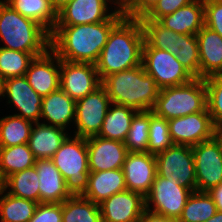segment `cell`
<instances>
[{"label": "cell", "instance_id": "obj_1", "mask_svg": "<svg viewBox=\"0 0 222 222\" xmlns=\"http://www.w3.org/2000/svg\"><path fill=\"white\" fill-rule=\"evenodd\" d=\"M123 17V12L118 9L107 21L55 25L50 34V49L61 60L95 64L107 43L110 31Z\"/></svg>", "mask_w": 222, "mask_h": 222}, {"label": "cell", "instance_id": "obj_2", "mask_svg": "<svg viewBox=\"0 0 222 222\" xmlns=\"http://www.w3.org/2000/svg\"><path fill=\"white\" fill-rule=\"evenodd\" d=\"M144 34L139 19L123 17L110 31L95 63L99 78L142 65Z\"/></svg>", "mask_w": 222, "mask_h": 222}, {"label": "cell", "instance_id": "obj_3", "mask_svg": "<svg viewBox=\"0 0 222 222\" xmlns=\"http://www.w3.org/2000/svg\"><path fill=\"white\" fill-rule=\"evenodd\" d=\"M101 84L111 103L130 107L137 112L151 111L161 89L142 65L110 74Z\"/></svg>", "mask_w": 222, "mask_h": 222}, {"label": "cell", "instance_id": "obj_4", "mask_svg": "<svg viewBox=\"0 0 222 222\" xmlns=\"http://www.w3.org/2000/svg\"><path fill=\"white\" fill-rule=\"evenodd\" d=\"M50 33L36 21L22 16L0 0V39L4 48L45 54L50 49Z\"/></svg>", "mask_w": 222, "mask_h": 222}, {"label": "cell", "instance_id": "obj_5", "mask_svg": "<svg viewBox=\"0 0 222 222\" xmlns=\"http://www.w3.org/2000/svg\"><path fill=\"white\" fill-rule=\"evenodd\" d=\"M207 109L206 84L202 78L160 89L155 105L151 110L166 120L202 112Z\"/></svg>", "mask_w": 222, "mask_h": 222}, {"label": "cell", "instance_id": "obj_6", "mask_svg": "<svg viewBox=\"0 0 222 222\" xmlns=\"http://www.w3.org/2000/svg\"><path fill=\"white\" fill-rule=\"evenodd\" d=\"M51 160L63 176L70 195H83L90 174L86 138L69 135Z\"/></svg>", "mask_w": 222, "mask_h": 222}, {"label": "cell", "instance_id": "obj_7", "mask_svg": "<svg viewBox=\"0 0 222 222\" xmlns=\"http://www.w3.org/2000/svg\"><path fill=\"white\" fill-rule=\"evenodd\" d=\"M191 193L190 189L180 185L174 179H165L156 174L151 189L145 196L146 211L178 220ZM151 204L153 207H150Z\"/></svg>", "mask_w": 222, "mask_h": 222}, {"label": "cell", "instance_id": "obj_8", "mask_svg": "<svg viewBox=\"0 0 222 222\" xmlns=\"http://www.w3.org/2000/svg\"><path fill=\"white\" fill-rule=\"evenodd\" d=\"M142 66L160 88L183 85L194 78L176 56L168 50L150 47L145 41L142 50Z\"/></svg>", "mask_w": 222, "mask_h": 222}, {"label": "cell", "instance_id": "obj_9", "mask_svg": "<svg viewBox=\"0 0 222 222\" xmlns=\"http://www.w3.org/2000/svg\"><path fill=\"white\" fill-rule=\"evenodd\" d=\"M155 158L158 176L174 179L192 192L196 191L195 163L191 146L174 144Z\"/></svg>", "mask_w": 222, "mask_h": 222}, {"label": "cell", "instance_id": "obj_10", "mask_svg": "<svg viewBox=\"0 0 222 222\" xmlns=\"http://www.w3.org/2000/svg\"><path fill=\"white\" fill-rule=\"evenodd\" d=\"M110 104L111 99L102 84L84 98L77 100L73 122L77 129L74 136L82 138L98 136Z\"/></svg>", "mask_w": 222, "mask_h": 222}, {"label": "cell", "instance_id": "obj_11", "mask_svg": "<svg viewBox=\"0 0 222 222\" xmlns=\"http://www.w3.org/2000/svg\"><path fill=\"white\" fill-rule=\"evenodd\" d=\"M195 163L196 191L208 192L222 183V143L215 135L192 146Z\"/></svg>", "mask_w": 222, "mask_h": 222}, {"label": "cell", "instance_id": "obj_12", "mask_svg": "<svg viewBox=\"0 0 222 222\" xmlns=\"http://www.w3.org/2000/svg\"><path fill=\"white\" fill-rule=\"evenodd\" d=\"M169 133L176 145L195 146L212 139L217 129L214 127L208 109L168 120Z\"/></svg>", "mask_w": 222, "mask_h": 222}, {"label": "cell", "instance_id": "obj_13", "mask_svg": "<svg viewBox=\"0 0 222 222\" xmlns=\"http://www.w3.org/2000/svg\"><path fill=\"white\" fill-rule=\"evenodd\" d=\"M100 85L95 64L60 59V88L73 100L84 98Z\"/></svg>", "mask_w": 222, "mask_h": 222}, {"label": "cell", "instance_id": "obj_14", "mask_svg": "<svg viewBox=\"0 0 222 222\" xmlns=\"http://www.w3.org/2000/svg\"><path fill=\"white\" fill-rule=\"evenodd\" d=\"M102 222H140L146 212L145 197L125 190L99 204Z\"/></svg>", "mask_w": 222, "mask_h": 222}, {"label": "cell", "instance_id": "obj_15", "mask_svg": "<svg viewBox=\"0 0 222 222\" xmlns=\"http://www.w3.org/2000/svg\"><path fill=\"white\" fill-rule=\"evenodd\" d=\"M7 95V96H6ZM13 104L20 113L13 114L34 123L40 122L42 97L29 85L25 76L12 77L3 81V98Z\"/></svg>", "mask_w": 222, "mask_h": 222}, {"label": "cell", "instance_id": "obj_16", "mask_svg": "<svg viewBox=\"0 0 222 222\" xmlns=\"http://www.w3.org/2000/svg\"><path fill=\"white\" fill-rule=\"evenodd\" d=\"M122 170L127 190L145 197L157 174L155 155L148 152H128Z\"/></svg>", "mask_w": 222, "mask_h": 222}, {"label": "cell", "instance_id": "obj_17", "mask_svg": "<svg viewBox=\"0 0 222 222\" xmlns=\"http://www.w3.org/2000/svg\"><path fill=\"white\" fill-rule=\"evenodd\" d=\"M90 172L121 169L128 150L124 142L99 136L86 138Z\"/></svg>", "mask_w": 222, "mask_h": 222}, {"label": "cell", "instance_id": "obj_18", "mask_svg": "<svg viewBox=\"0 0 222 222\" xmlns=\"http://www.w3.org/2000/svg\"><path fill=\"white\" fill-rule=\"evenodd\" d=\"M25 77L37 94L42 98L47 96L60 88V58L49 49L45 54L34 58Z\"/></svg>", "mask_w": 222, "mask_h": 222}, {"label": "cell", "instance_id": "obj_19", "mask_svg": "<svg viewBox=\"0 0 222 222\" xmlns=\"http://www.w3.org/2000/svg\"><path fill=\"white\" fill-rule=\"evenodd\" d=\"M110 0H71L57 13L56 25H80L107 21L117 10L109 12ZM109 12V13H108Z\"/></svg>", "mask_w": 222, "mask_h": 222}, {"label": "cell", "instance_id": "obj_20", "mask_svg": "<svg viewBox=\"0 0 222 222\" xmlns=\"http://www.w3.org/2000/svg\"><path fill=\"white\" fill-rule=\"evenodd\" d=\"M196 37L200 56V78L222 74V36L204 25Z\"/></svg>", "mask_w": 222, "mask_h": 222}, {"label": "cell", "instance_id": "obj_21", "mask_svg": "<svg viewBox=\"0 0 222 222\" xmlns=\"http://www.w3.org/2000/svg\"><path fill=\"white\" fill-rule=\"evenodd\" d=\"M34 166L39 176L41 203H62L71 196L63 176L51 159H38Z\"/></svg>", "mask_w": 222, "mask_h": 222}, {"label": "cell", "instance_id": "obj_22", "mask_svg": "<svg viewBox=\"0 0 222 222\" xmlns=\"http://www.w3.org/2000/svg\"><path fill=\"white\" fill-rule=\"evenodd\" d=\"M157 22L176 33L196 35L205 25L204 0H194Z\"/></svg>", "mask_w": 222, "mask_h": 222}, {"label": "cell", "instance_id": "obj_23", "mask_svg": "<svg viewBox=\"0 0 222 222\" xmlns=\"http://www.w3.org/2000/svg\"><path fill=\"white\" fill-rule=\"evenodd\" d=\"M125 190L127 186L122 168L90 172L88 187L82 196L99 205L110 196Z\"/></svg>", "mask_w": 222, "mask_h": 222}, {"label": "cell", "instance_id": "obj_24", "mask_svg": "<svg viewBox=\"0 0 222 222\" xmlns=\"http://www.w3.org/2000/svg\"><path fill=\"white\" fill-rule=\"evenodd\" d=\"M76 101L67 95L61 88L42 98L41 117L51 126L66 129L75 121Z\"/></svg>", "mask_w": 222, "mask_h": 222}, {"label": "cell", "instance_id": "obj_25", "mask_svg": "<svg viewBox=\"0 0 222 222\" xmlns=\"http://www.w3.org/2000/svg\"><path fill=\"white\" fill-rule=\"evenodd\" d=\"M66 129L40 122L34 123L28 140V146L36 160L51 159L61 144L69 136Z\"/></svg>", "mask_w": 222, "mask_h": 222}, {"label": "cell", "instance_id": "obj_26", "mask_svg": "<svg viewBox=\"0 0 222 222\" xmlns=\"http://www.w3.org/2000/svg\"><path fill=\"white\" fill-rule=\"evenodd\" d=\"M136 113L130 107L111 103L98 136L124 142Z\"/></svg>", "mask_w": 222, "mask_h": 222}, {"label": "cell", "instance_id": "obj_27", "mask_svg": "<svg viewBox=\"0 0 222 222\" xmlns=\"http://www.w3.org/2000/svg\"><path fill=\"white\" fill-rule=\"evenodd\" d=\"M22 16L42 25L50 34L57 23V13L49 0H3Z\"/></svg>", "mask_w": 222, "mask_h": 222}, {"label": "cell", "instance_id": "obj_28", "mask_svg": "<svg viewBox=\"0 0 222 222\" xmlns=\"http://www.w3.org/2000/svg\"><path fill=\"white\" fill-rule=\"evenodd\" d=\"M39 176L35 166L8 176L0 186L7 193L40 203Z\"/></svg>", "mask_w": 222, "mask_h": 222}, {"label": "cell", "instance_id": "obj_29", "mask_svg": "<svg viewBox=\"0 0 222 222\" xmlns=\"http://www.w3.org/2000/svg\"><path fill=\"white\" fill-rule=\"evenodd\" d=\"M35 162L28 144L0 147V184L11 174L33 167Z\"/></svg>", "mask_w": 222, "mask_h": 222}, {"label": "cell", "instance_id": "obj_30", "mask_svg": "<svg viewBox=\"0 0 222 222\" xmlns=\"http://www.w3.org/2000/svg\"><path fill=\"white\" fill-rule=\"evenodd\" d=\"M4 192L6 190L0 186V222H28L38 203Z\"/></svg>", "mask_w": 222, "mask_h": 222}, {"label": "cell", "instance_id": "obj_31", "mask_svg": "<svg viewBox=\"0 0 222 222\" xmlns=\"http://www.w3.org/2000/svg\"><path fill=\"white\" fill-rule=\"evenodd\" d=\"M62 222H102L100 206L82 195L62 202Z\"/></svg>", "mask_w": 222, "mask_h": 222}, {"label": "cell", "instance_id": "obj_32", "mask_svg": "<svg viewBox=\"0 0 222 222\" xmlns=\"http://www.w3.org/2000/svg\"><path fill=\"white\" fill-rule=\"evenodd\" d=\"M173 55L194 78H200V56L196 35L174 32Z\"/></svg>", "mask_w": 222, "mask_h": 222}, {"label": "cell", "instance_id": "obj_33", "mask_svg": "<svg viewBox=\"0 0 222 222\" xmlns=\"http://www.w3.org/2000/svg\"><path fill=\"white\" fill-rule=\"evenodd\" d=\"M34 122L16 115L0 119V147L28 144Z\"/></svg>", "mask_w": 222, "mask_h": 222}, {"label": "cell", "instance_id": "obj_34", "mask_svg": "<svg viewBox=\"0 0 222 222\" xmlns=\"http://www.w3.org/2000/svg\"><path fill=\"white\" fill-rule=\"evenodd\" d=\"M218 211L208 192L194 191L188 197L177 222H206Z\"/></svg>", "mask_w": 222, "mask_h": 222}, {"label": "cell", "instance_id": "obj_35", "mask_svg": "<svg viewBox=\"0 0 222 222\" xmlns=\"http://www.w3.org/2000/svg\"><path fill=\"white\" fill-rule=\"evenodd\" d=\"M43 54H30L23 51H15L0 47V78L25 76L30 63L35 57Z\"/></svg>", "mask_w": 222, "mask_h": 222}, {"label": "cell", "instance_id": "obj_36", "mask_svg": "<svg viewBox=\"0 0 222 222\" xmlns=\"http://www.w3.org/2000/svg\"><path fill=\"white\" fill-rule=\"evenodd\" d=\"M150 111L137 112L124 141L128 152H147L149 142Z\"/></svg>", "mask_w": 222, "mask_h": 222}, {"label": "cell", "instance_id": "obj_37", "mask_svg": "<svg viewBox=\"0 0 222 222\" xmlns=\"http://www.w3.org/2000/svg\"><path fill=\"white\" fill-rule=\"evenodd\" d=\"M173 145L174 143L169 133L168 120L150 111L147 152L156 156Z\"/></svg>", "mask_w": 222, "mask_h": 222}, {"label": "cell", "instance_id": "obj_38", "mask_svg": "<svg viewBox=\"0 0 222 222\" xmlns=\"http://www.w3.org/2000/svg\"><path fill=\"white\" fill-rule=\"evenodd\" d=\"M142 25L144 41L160 50H168L173 54L174 31L164 28L157 21L139 19Z\"/></svg>", "mask_w": 222, "mask_h": 222}, {"label": "cell", "instance_id": "obj_39", "mask_svg": "<svg viewBox=\"0 0 222 222\" xmlns=\"http://www.w3.org/2000/svg\"><path fill=\"white\" fill-rule=\"evenodd\" d=\"M207 92V109L214 127H222V74L204 79Z\"/></svg>", "mask_w": 222, "mask_h": 222}, {"label": "cell", "instance_id": "obj_40", "mask_svg": "<svg viewBox=\"0 0 222 222\" xmlns=\"http://www.w3.org/2000/svg\"><path fill=\"white\" fill-rule=\"evenodd\" d=\"M205 26L222 36V0H204Z\"/></svg>", "mask_w": 222, "mask_h": 222}, {"label": "cell", "instance_id": "obj_41", "mask_svg": "<svg viewBox=\"0 0 222 222\" xmlns=\"http://www.w3.org/2000/svg\"><path fill=\"white\" fill-rule=\"evenodd\" d=\"M194 0H158L153 8L139 19L158 21L161 17L172 14L180 7L190 4Z\"/></svg>", "mask_w": 222, "mask_h": 222}, {"label": "cell", "instance_id": "obj_42", "mask_svg": "<svg viewBox=\"0 0 222 222\" xmlns=\"http://www.w3.org/2000/svg\"><path fill=\"white\" fill-rule=\"evenodd\" d=\"M28 222H62V203H38Z\"/></svg>", "mask_w": 222, "mask_h": 222}, {"label": "cell", "instance_id": "obj_43", "mask_svg": "<svg viewBox=\"0 0 222 222\" xmlns=\"http://www.w3.org/2000/svg\"><path fill=\"white\" fill-rule=\"evenodd\" d=\"M158 0H130L122 9L125 17L139 19L145 16Z\"/></svg>", "mask_w": 222, "mask_h": 222}, {"label": "cell", "instance_id": "obj_44", "mask_svg": "<svg viewBox=\"0 0 222 222\" xmlns=\"http://www.w3.org/2000/svg\"><path fill=\"white\" fill-rule=\"evenodd\" d=\"M208 193L212 196L219 211H222V183L213 187Z\"/></svg>", "mask_w": 222, "mask_h": 222}, {"label": "cell", "instance_id": "obj_45", "mask_svg": "<svg viewBox=\"0 0 222 222\" xmlns=\"http://www.w3.org/2000/svg\"><path fill=\"white\" fill-rule=\"evenodd\" d=\"M140 222H177V220L161 217L146 211Z\"/></svg>", "mask_w": 222, "mask_h": 222}, {"label": "cell", "instance_id": "obj_46", "mask_svg": "<svg viewBox=\"0 0 222 222\" xmlns=\"http://www.w3.org/2000/svg\"><path fill=\"white\" fill-rule=\"evenodd\" d=\"M52 8L58 13L64 8L71 0H49Z\"/></svg>", "mask_w": 222, "mask_h": 222}, {"label": "cell", "instance_id": "obj_47", "mask_svg": "<svg viewBox=\"0 0 222 222\" xmlns=\"http://www.w3.org/2000/svg\"><path fill=\"white\" fill-rule=\"evenodd\" d=\"M206 222H222V211H217L216 214H214L210 219H208Z\"/></svg>", "mask_w": 222, "mask_h": 222}, {"label": "cell", "instance_id": "obj_48", "mask_svg": "<svg viewBox=\"0 0 222 222\" xmlns=\"http://www.w3.org/2000/svg\"><path fill=\"white\" fill-rule=\"evenodd\" d=\"M130 0H116V5L118 9H122Z\"/></svg>", "mask_w": 222, "mask_h": 222}, {"label": "cell", "instance_id": "obj_49", "mask_svg": "<svg viewBox=\"0 0 222 222\" xmlns=\"http://www.w3.org/2000/svg\"><path fill=\"white\" fill-rule=\"evenodd\" d=\"M0 97H3V80L0 78Z\"/></svg>", "mask_w": 222, "mask_h": 222}, {"label": "cell", "instance_id": "obj_50", "mask_svg": "<svg viewBox=\"0 0 222 222\" xmlns=\"http://www.w3.org/2000/svg\"><path fill=\"white\" fill-rule=\"evenodd\" d=\"M216 135L221 139V143H222V127L217 130Z\"/></svg>", "mask_w": 222, "mask_h": 222}]
</instances>
